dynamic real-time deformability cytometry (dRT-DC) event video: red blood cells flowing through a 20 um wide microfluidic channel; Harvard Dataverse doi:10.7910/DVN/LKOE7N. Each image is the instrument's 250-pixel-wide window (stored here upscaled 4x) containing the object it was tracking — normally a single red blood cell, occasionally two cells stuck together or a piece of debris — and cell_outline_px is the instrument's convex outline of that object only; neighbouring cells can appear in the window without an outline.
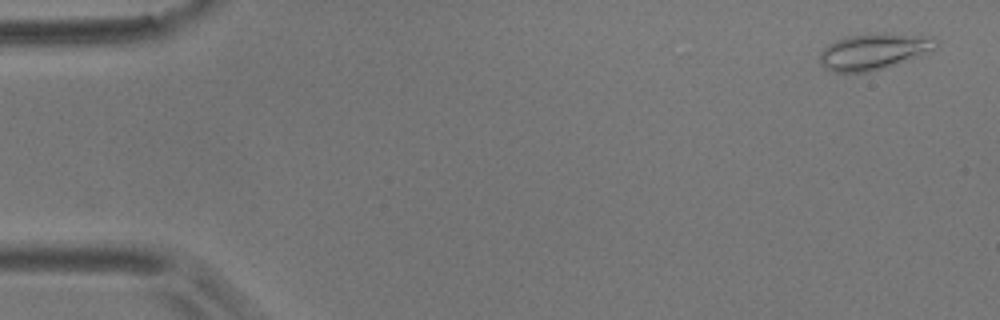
{"species": "common noctule bat (a hibernating species)", "species_latin": "Nyctalus noctula", "temperature_condition": "room temperature", "stored_images_in_passage": 5, "camera_frame_rate_fps": 3000, "um_per_image_px": 0.085, "animal": {"sex": "male", "body_mass_g": 17.9}, "frame": {"image": 1, "passage_image": 1, "time_ms": 0.0, "image_size_px": [1000, 320], "cell_outline_px": [[940, 44], [936, 48], [920, 56], [868, 72], [832, 72], [824, 68], [820, 60], [820, 52], [828, 44], [844, 36], [864, 32], [884, 32], [932, 36], [940, 40]], "centroid_in_image_um": [74.3, 4.32], "position_along_channel_um": 10.7, "area_um2": 25.09}}